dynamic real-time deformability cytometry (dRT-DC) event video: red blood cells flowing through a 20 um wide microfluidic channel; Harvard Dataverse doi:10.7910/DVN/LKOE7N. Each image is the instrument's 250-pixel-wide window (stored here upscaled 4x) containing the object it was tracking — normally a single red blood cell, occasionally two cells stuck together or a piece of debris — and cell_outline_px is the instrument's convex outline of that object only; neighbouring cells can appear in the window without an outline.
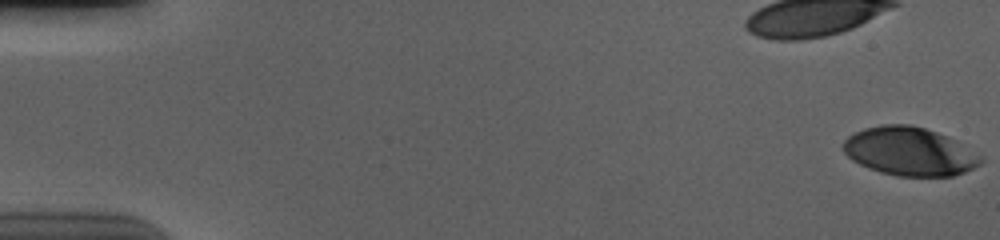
{"species": "human", "species_latin": "Homo sapiens", "temperature_condition": "cold", "stored_images_in_passage": 57, "camera_frame_rate_fps": 3000, "um_per_image_px": 0.085, "donor": {"sex": "male"}, "frame": {"image": 1, "passage_image": 1, "time_ms": 0.0, "image_size_px": [1000, 240], "cell_outline_px": [[984, 160], [980, 164], [964, 172], [952, 176], [896, 176], [880, 172], [868, 168], [852, 160], [844, 152], [844, 140], [848, 136], [864, 128], [884, 124], [908, 124], [924, 128], [936, 132], [952, 140], [980, 156]], "centroid_in_image_um": [77.26, 12.88], "position_along_channel_um": 7.7, "area_um2": 38.21}}
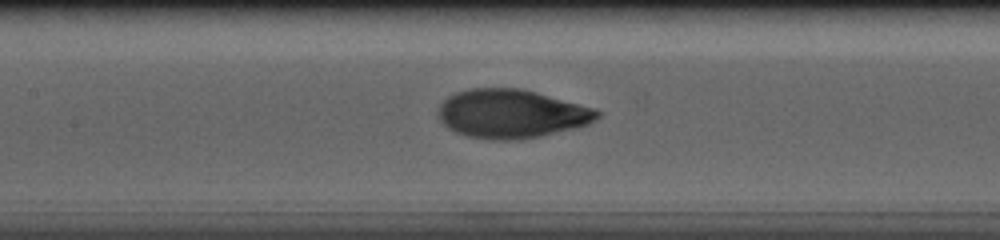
{"frame": {"image": 2, "passage_image": 28, "time_ms": 9.0, "image_size_px": [1000, 240], "cell_outline_px": [[600, 116], [596, 120], [588, 124], [540, 136], [516, 140], [492, 140], [468, 136], [456, 132], [448, 128], [440, 120], [440, 104], [448, 96], [456, 92], [472, 88], [520, 88], [536, 92], [596, 108], [600, 112]], "centroid_in_image_um": [43.48, 9.66], "position_along_channel_um": 163.9, "area_um2": 44.91}}
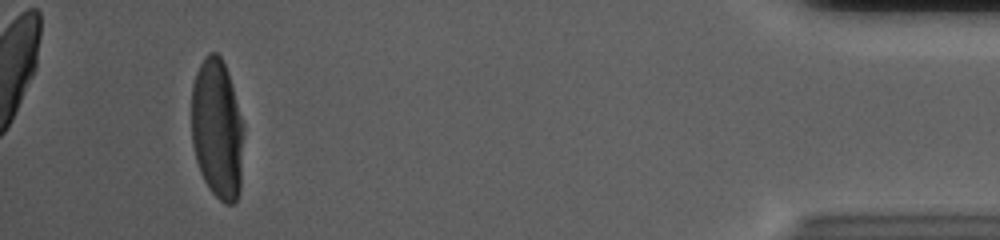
{"frame": {"image": 3, "passage_image": 54, "time_ms": 17.667, "image_size_px": [1000, 240], "cell_outline_px": [[244, 132], [240, 188], [236, 200], [232, 204], [224, 204], [208, 188], [200, 172], [196, 160], [192, 144], [192, 88], [196, 72], [200, 64], [208, 52], [216, 52], [220, 56], [228, 72], [244, 128]], "centroid_in_image_um": [18.46, 10.98], "position_along_channel_um": 416.7, "area_um2": 42.66}, "authors_computed_cell_mechanics": {"area_um2": 43.6968, "velocity_mm_per_s": 3.6806, "shape_relaxation_time_tau1_ms": 3.4731, "shape_relaxation_time_tau2_ms": null, "deformation_change_tau1": 0.2185, "deformation_change_tau2": null}}